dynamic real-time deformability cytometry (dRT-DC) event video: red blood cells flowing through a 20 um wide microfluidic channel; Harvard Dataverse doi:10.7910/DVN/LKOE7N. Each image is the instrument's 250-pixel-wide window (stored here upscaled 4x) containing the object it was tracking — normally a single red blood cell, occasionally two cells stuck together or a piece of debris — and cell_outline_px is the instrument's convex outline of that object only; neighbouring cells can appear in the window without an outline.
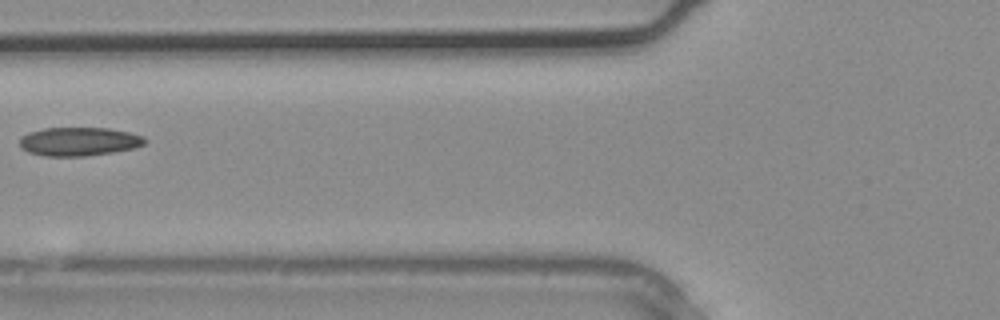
{"species": "common noctule bat (a hibernating species)", "species_latin": "Nyctalus noctula", "temperature_condition": "warm", "stored_images_in_passage": 2, "camera_frame_rate_fps": 3000, "um_per_image_px": 0.085, "animal": {"sex": "male", "body_mass_g": 20.4}, "frame": {"image": 1, "passage_image": 2, "time_ms": 0.333, "image_size_px": [1000, 320], "cell_outline_px": [[148, 140], [144, 144], [136, 148], [112, 152], [84, 156], [44, 156], [28, 152], [20, 144], [20, 136], [28, 132], [44, 128], [108, 128], [128, 132], [144, 136]], "centroid_in_image_um": [6.73, 12.02], "position_along_channel_um": 119.1, "area_um2": 20.92}}